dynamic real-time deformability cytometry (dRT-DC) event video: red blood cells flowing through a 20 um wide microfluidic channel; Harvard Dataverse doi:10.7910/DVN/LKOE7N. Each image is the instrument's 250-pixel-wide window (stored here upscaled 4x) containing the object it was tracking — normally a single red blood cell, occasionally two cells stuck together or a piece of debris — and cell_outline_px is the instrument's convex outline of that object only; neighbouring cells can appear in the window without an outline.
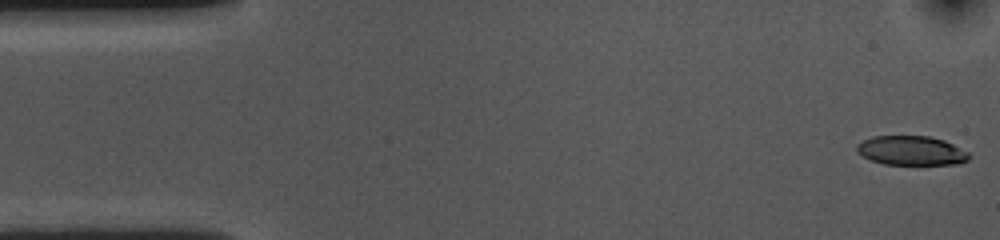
{"species": "common noctule bat (a hibernating species)", "species_latin": "Nyctalus noctula", "temperature_condition": "cold", "stored_images_in_passage": 54, "camera_frame_rate_fps": 3000, "um_per_image_px": 0.085, "animal": {"sex": "female", "body_mass_g": 10.0, "forearm_length_mm": 53.1}, "frame": {"image": 1, "passage_image": 1, "time_ms": 0.0, "image_size_px": [1000, 240], "cell_outline_px": [[972, 156], [968, 160], [960, 164], [884, 164], [872, 160], [856, 152], [856, 144], [872, 136], [928, 136], [944, 140], [968, 152]], "centroid_in_image_um": [77.47, 12.8], "position_along_channel_um": 7.5, "area_um2": 19.13}}
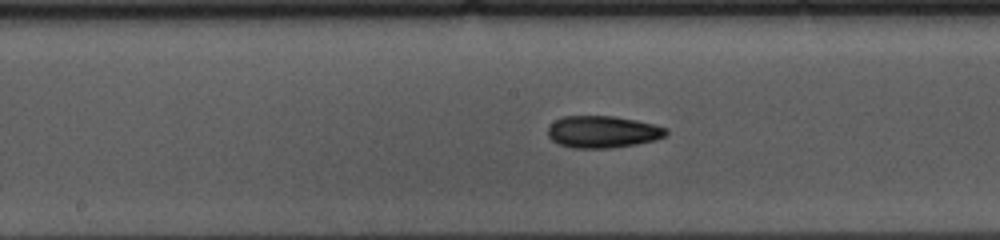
{"frame": {"image": 2, "passage_image": 26, "time_ms": 8.333, "image_size_px": [1000, 240], "cell_outline_px": [[668, 132], [664, 136], [656, 140], [636, 144], [612, 148], [572, 148], [560, 144], [552, 140], [548, 136], [548, 128], [556, 120], [564, 116], [616, 116], [636, 120], [668, 128]], "centroid_in_image_um": [51.25, 11.21], "position_along_channel_um": 197.0, "area_um2": 22.02}}
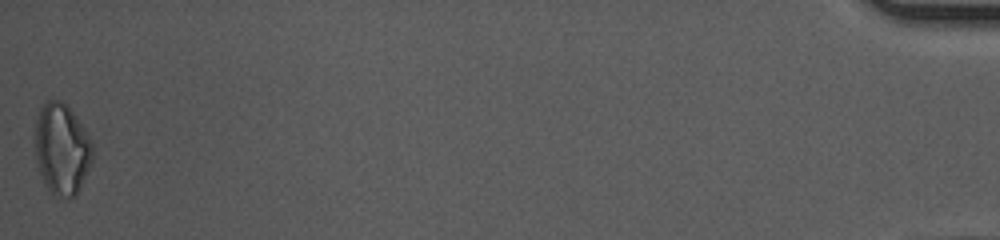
{"frame": {"image": 3, "passage_image": 54, "time_ms": 17.667, "image_size_px": [1000, 240], "cell_outline_px": [[92, 160], [76, 192], [72, 196], [52, 196], [44, 184], [36, 160], [36, 120], [40, 108], [48, 100], [60, 100], [72, 112], [88, 136], [92, 144]], "centroid_in_image_um": [5.22, 12.67], "position_along_channel_um": 430.0, "area_um2": 29.65}, "authors_computed_cell_mechanics": {"area_um2": 21.4727, "velocity_mm_per_s": 3.6025, "shape_relaxation_time_tau1_ms": 6.4437, "shape_relaxation_time_tau2_ms": 6.7934, "deformation_change_tau1": 0.1577, "deformation_change_tau2": 0.1589}}